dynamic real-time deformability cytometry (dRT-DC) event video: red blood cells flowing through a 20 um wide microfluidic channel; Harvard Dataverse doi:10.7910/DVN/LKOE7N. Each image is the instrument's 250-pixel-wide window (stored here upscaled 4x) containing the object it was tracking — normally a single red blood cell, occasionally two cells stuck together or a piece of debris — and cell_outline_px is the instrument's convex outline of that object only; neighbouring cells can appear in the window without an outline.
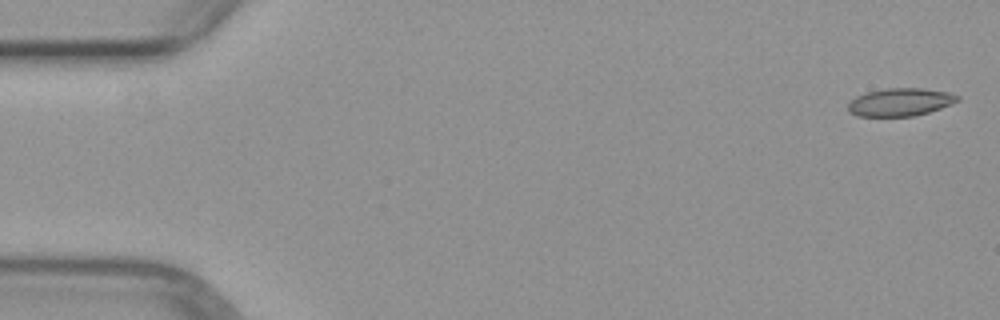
{"species": "common noctule bat (a hibernating species)", "species_latin": "Nyctalus noctula", "temperature_condition": "warm", "stored_images_in_passage": 5, "segment_of_instrument_passage": [2, 2], "camera_frame_rate_fps": 3000, "um_per_image_px": 0.085, "animal": {"sex": "female", "body_mass_g": 29.2, "forearm_length_mm": 56.3}, "frame": {"image": 1, "passage_image": 5, "time_ms": 4.667, "image_size_px": [1000, 320], "cell_outline_px": [[960, 100], [940, 108], [928, 112], [912, 116], [856, 116], [848, 112], [848, 104], [856, 96], [868, 92], [888, 88], [920, 88], [948, 92], [960, 96]], "centroid_in_image_um": [76.51, 8.68], "position_along_channel_um": 8.5, "area_um2": 17.63}}